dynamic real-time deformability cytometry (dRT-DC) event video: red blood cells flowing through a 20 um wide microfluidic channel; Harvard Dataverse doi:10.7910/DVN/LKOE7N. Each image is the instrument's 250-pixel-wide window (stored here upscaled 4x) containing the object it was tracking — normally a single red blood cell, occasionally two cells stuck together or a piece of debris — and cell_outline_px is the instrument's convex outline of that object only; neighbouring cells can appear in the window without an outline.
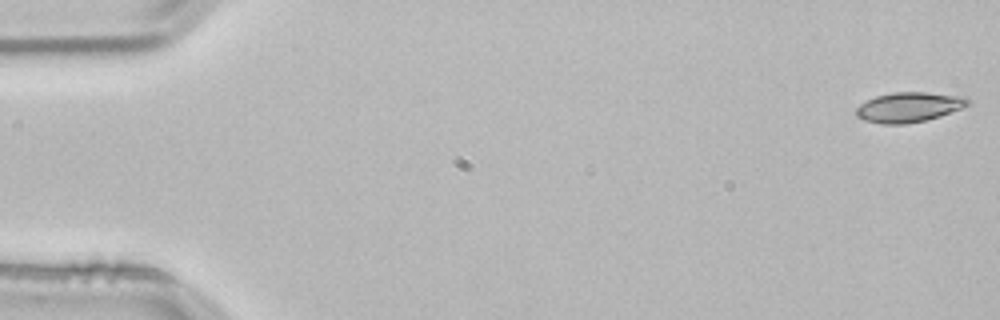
{"species": "common noctule bat (a hibernating species)", "species_latin": "Nyctalus noctula", "temperature_condition": "room temperature", "stored_images_in_passage": 53, "camera_frame_rate_fps": 3000, "um_per_image_px": 0.085, "animal": {"sex": "male", "body_mass_g": 21.5, "forearm_length_mm": 52.0}, "frame": {"image": 1, "passage_image": 1, "time_ms": 0.0, "image_size_px": [1000, 320], "cell_outline_px": [[972, 100], [968, 104], [960, 108], [940, 116], [924, 120], [904, 124], [880, 124], [864, 120], [856, 116], [856, 108], [860, 104], [876, 96], [892, 92], [924, 92], [956, 96]], "centroid_in_image_um": [77.19, 9.11], "position_along_channel_um": 7.8, "area_um2": 19.13}}
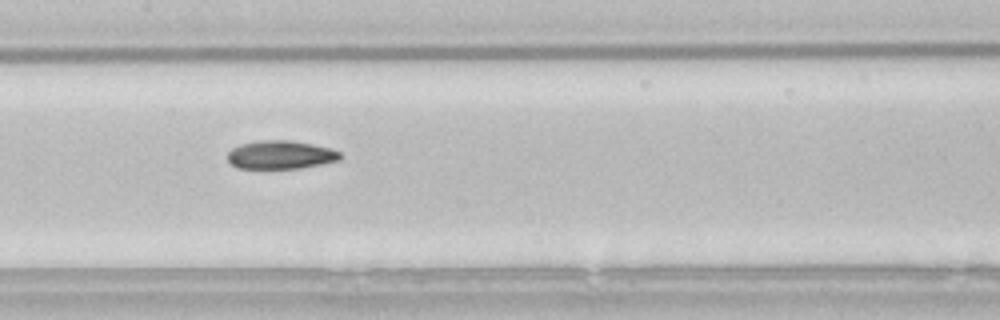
{"frame": {"image": 2, "passage_image": 26, "time_ms": 8.333, "image_size_px": [1000, 320], "cell_outline_px": [[340, 160], [300, 168], [236, 168], [228, 160], [228, 152], [232, 148], [240, 144], [260, 140], [292, 140], [332, 148], [340, 152]], "centroid_in_image_um": [23.85, 13.15], "position_along_channel_um": 183.6, "area_um2": 18.61}}
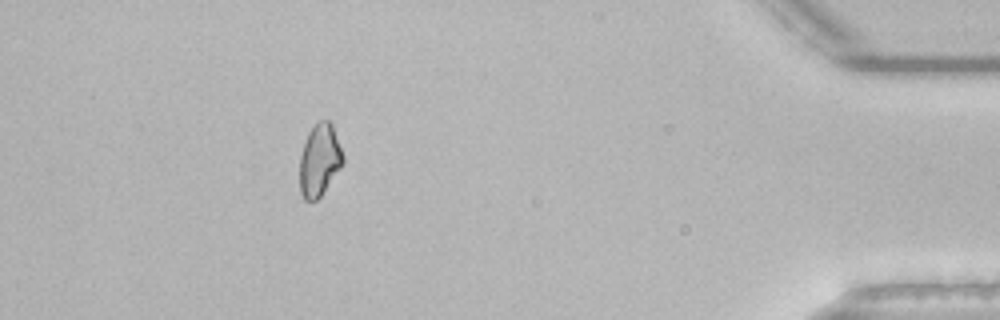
{"frame": {"image": 3, "passage_image": 48, "time_ms": 15.667, "image_size_px": [1000, 320], "cell_outline_px": [[344, 160], [340, 168], [320, 196], [316, 200], [304, 200], [300, 192], [300, 156], [308, 132], [320, 120], [328, 120], [332, 124], [344, 156]], "centroid_in_image_um": [27.15, 13.61], "position_along_channel_um": 408.0, "area_um2": 17.92}, "authors_computed_cell_mechanics": {"area_um2": 18.6694, "velocity_mm_per_s": 3.8212, "shape_relaxation_time_tau1_ms": 10.5393, "shape_relaxation_time_tau2_ms": null, "deformation_change_tau1": 0.1718, "deformation_change_tau2": null}}